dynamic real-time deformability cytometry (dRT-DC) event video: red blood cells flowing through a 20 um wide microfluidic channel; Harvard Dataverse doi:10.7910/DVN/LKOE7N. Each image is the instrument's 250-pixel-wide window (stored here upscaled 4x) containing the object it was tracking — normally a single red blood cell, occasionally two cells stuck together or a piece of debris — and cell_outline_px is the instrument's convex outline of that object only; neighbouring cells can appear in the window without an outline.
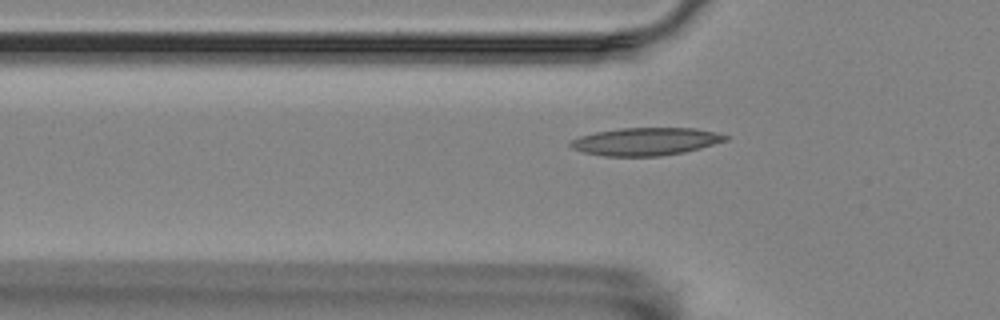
{"species": "Egyptian fruit bat (a non-hibernating species)", "species_latin": "Rousettus aegyptiacus", "temperature_condition": "room temperature", "stored_images_in_passage": 40, "camera_frame_rate_fps": 3000, "um_per_image_px": 0.085, "animal": {"sex": "female"}, "frame": {"image": 1, "passage_image": 2, "time_ms": 0.333, "image_size_px": [1000, 320], "cell_outline_px": [[732, 136], [728, 140], [700, 148], [684, 152], [660, 156], [604, 156], [584, 152], [572, 148], [568, 144], [568, 140], [580, 136], [596, 132], [620, 128], [696, 128]], "centroid_in_image_um": [54.88, 12.02], "position_along_channel_um": 70.9, "area_um2": 25.14}}
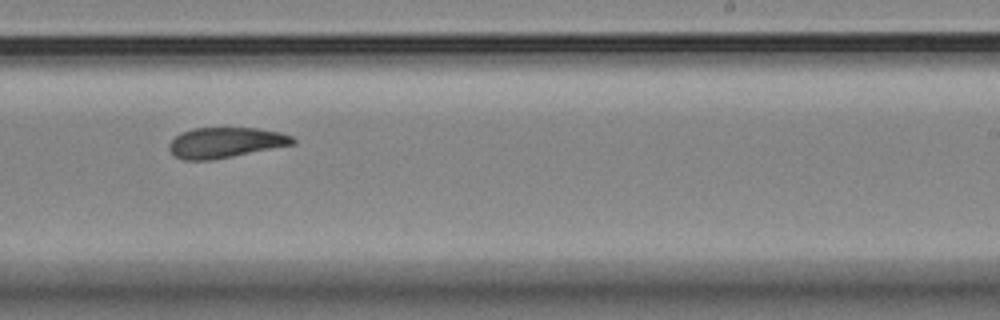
{"frame": {"image": 2, "passage_image": 19, "time_ms": 6.0, "image_size_px": [1000, 320], "cell_outline_px": [[296, 144], [212, 160], [184, 160], [172, 156], [168, 148], [168, 144], [180, 132], [192, 128], [256, 128], [280, 132], [292, 136], [296, 140]], "centroid_in_image_um": [19.14, 12.12], "position_along_channel_um": 269.9, "area_um2": 22.14}}
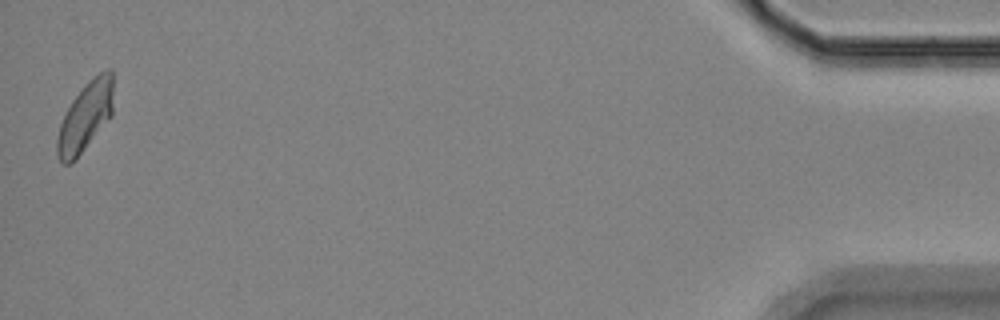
{"frame": {"image": 3, "passage_image": 40, "time_ms": 13.0, "image_size_px": [1000, 320], "cell_outline_px": [[112, 116], [76, 160], [68, 164], [64, 164], [60, 160], [56, 152], [56, 140], [60, 124], [72, 100], [88, 80], [92, 76], [108, 68], [112, 68]], "centroid_in_image_um": [7.26, 9.93], "position_along_channel_um": 427.9, "area_um2": 22.72}, "authors_computed_cell_mechanics": {"area_um2": 22.6576, "velocity_mm_per_s": 3.4941, "shape_relaxation_time_tau1_ms": null, "shape_relaxation_time_tau2_ms": 4.4903, "deformation_change_tau1": null, "deformation_change_tau2": 0.1157}}